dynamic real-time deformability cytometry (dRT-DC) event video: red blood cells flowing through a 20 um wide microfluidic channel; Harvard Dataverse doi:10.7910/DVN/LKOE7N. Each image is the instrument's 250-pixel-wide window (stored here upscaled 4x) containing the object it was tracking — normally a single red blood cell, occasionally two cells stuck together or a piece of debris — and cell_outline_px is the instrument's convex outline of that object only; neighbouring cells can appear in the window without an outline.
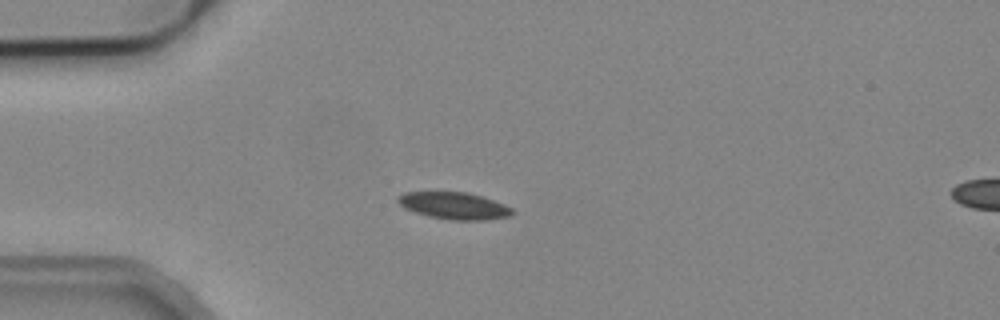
{"species": "common noctule bat (a hibernating species)", "species_latin": "Nyctalus noctula", "temperature_condition": "cold", "stored_images_in_passage": 4, "camera_frame_rate_fps": 3000, "um_per_image_px": 0.085, "animal": {"sex": "male", "body_mass_g": 19.2, "forearm_length_mm": 51.8}, "frame": {"image": 1, "passage_image": 1, "time_ms": 0.0, "image_size_px": [1000, 320], "cell_outline_px": [[516, 212], [508, 216], [484, 220], [452, 220], [428, 216], [404, 208], [396, 200], [396, 196], [404, 192], [468, 192], [504, 204], [512, 208]], "centroid_in_image_um": [38.57, 17.48], "position_along_channel_um": 46.4, "area_um2": 17.92}}